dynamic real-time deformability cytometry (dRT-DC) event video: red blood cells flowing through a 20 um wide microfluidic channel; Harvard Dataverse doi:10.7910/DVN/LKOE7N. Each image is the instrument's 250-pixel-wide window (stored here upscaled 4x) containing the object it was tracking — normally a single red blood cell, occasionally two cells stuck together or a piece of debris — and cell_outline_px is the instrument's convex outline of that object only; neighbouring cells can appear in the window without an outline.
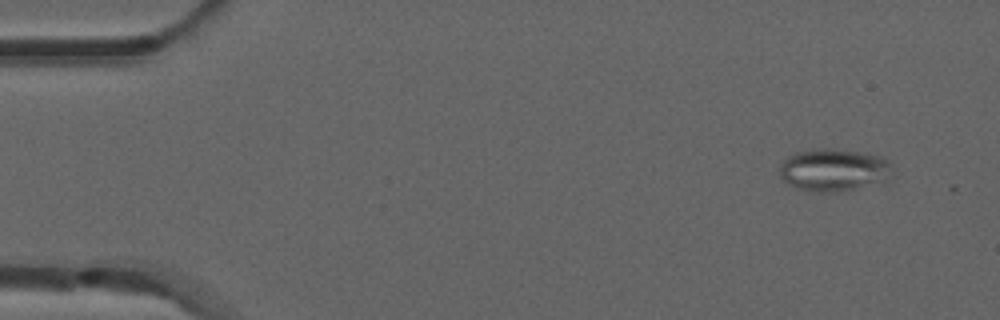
{"species": "common noctule bat (a hibernating species)", "species_latin": "Nyctalus noctula", "temperature_condition": "room temperature", "stored_images_in_passage": 3, "camera_frame_rate_fps": 3000, "um_per_image_px": 0.085, "animal": {"sex": "male", "forearm_length_mm": 52.5}, "frame": {"image": 1, "passage_image": 1, "time_ms": 0.0, "image_size_px": [1000, 320], "cell_outline_px": [[896, 176], [884, 180], [856, 188], [840, 192], [816, 192], [800, 188], [788, 184], [780, 176], [780, 164], [788, 156], [796, 152], [824, 148], [828, 148], [864, 152], [884, 156], [892, 164]], "centroid_in_image_um": [70.94, 14.43], "position_along_channel_um": 14.1, "area_um2": 28.21}}